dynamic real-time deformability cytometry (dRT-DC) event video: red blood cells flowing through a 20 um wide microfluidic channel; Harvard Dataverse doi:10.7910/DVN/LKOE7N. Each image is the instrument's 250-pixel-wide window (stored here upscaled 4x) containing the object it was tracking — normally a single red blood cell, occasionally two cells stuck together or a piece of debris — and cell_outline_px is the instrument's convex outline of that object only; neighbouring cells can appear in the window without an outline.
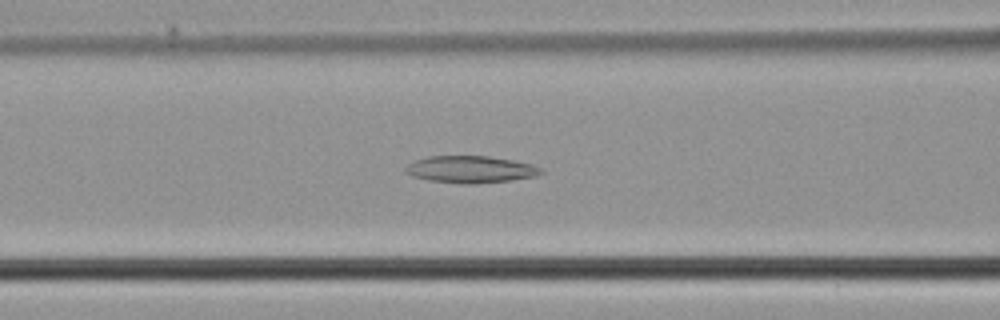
{"species": "common noctule bat (a hibernating species)", "species_latin": "Nyctalus noctula", "temperature_condition": "cold", "stored_images_in_passage": 49, "camera_frame_rate_fps": 3000, "um_per_image_px": 0.085, "animal": {"sex": "male", "body_mass_g": 21.5, "forearm_length_mm": 52.0}, "frame": {"image": 1, "passage_image": 20, "time_ms": 6.333, "image_size_px": [1000, 320], "cell_outline_px": [[544, 172], [536, 176], [512, 180], [476, 184], [460, 184], [428, 180], [412, 176], [404, 172], [404, 168], [408, 164], [416, 160], [428, 156], [488, 156], [512, 160], [532, 164], [544, 168]], "centroid_in_image_um": [40.01, 14.4], "position_along_channel_um": 126.6, "area_um2": 21.56}}
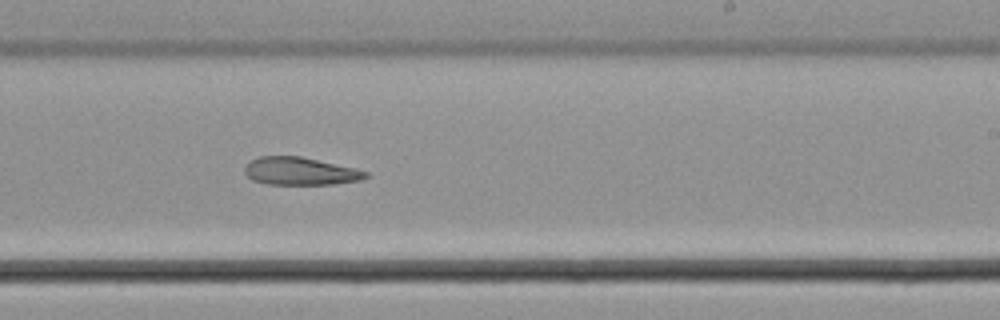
{"frame": {"image": 2, "passage_image": 30, "time_ms": 9.667, "image_size_px": [1000, 320], "cell_outline_px": [[368, 176], [360, 180], [332, 184], [268, 184], [252, 180], [244, 172], [244, 168], [252, 160], [260, 156], [300, 156], [352, 168], [368, 172]], "centroid_in_image_um": [25.48, 14.55], "position_along_channel_um": 263.5, "area_um2": 19.19}}
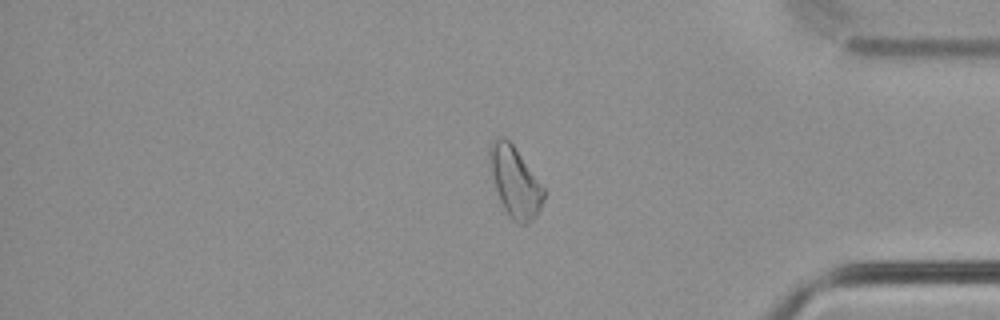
{"frame": {"image": 3, "passage_image": 41, "time_ms": 13.333, "image_size_px": [1000, 320], "cell_outline_px": [[544, 200], [536, 216], [528, 224], [520, 224], [512, 220], [508, 216], [500, 200], [488, 168], [488, 148], [492, 140], [496, 136], [504, 136], [512, 144], [544, 188]], "centroid_in_image_um": [43.72, 15.44], "position_along_channel_um": 391.5, "area_um2": 22.31}}